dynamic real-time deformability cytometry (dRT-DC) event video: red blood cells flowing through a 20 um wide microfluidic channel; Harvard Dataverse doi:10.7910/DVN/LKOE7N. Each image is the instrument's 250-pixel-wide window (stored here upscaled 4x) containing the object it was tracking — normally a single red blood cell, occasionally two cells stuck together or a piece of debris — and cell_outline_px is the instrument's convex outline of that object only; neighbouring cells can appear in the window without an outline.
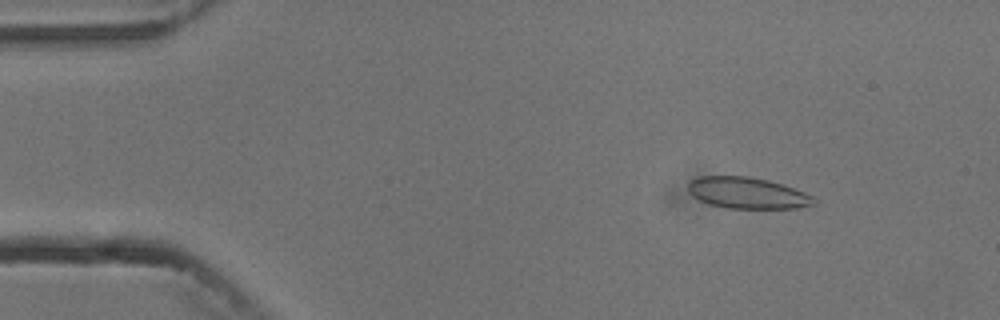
{"species": "common noctule bat (a hibernating species)", "species_latin": "Nyctalus noctula", "temperature_condition": "cold", "stored_images_in_passage": 4, "camera_frame_rate_fps": 3000, "um_per_image_px": 0.085, "animal": {"sex": "male", "body_mass_g": 13.3}, "frame": {"image": 1, "passage_image": 2, "time_ms": 1.0, "image_size_px": [1000, 320], "cell_outline_px": [[816, 204], [796, 208], [728, 208], [708, 204], [692, 196], [688, 192], [688, 180], [700, 176], [748, 176], [768, 180], [784, 184], [804, 192], [812, 196], [816, 200]], "centroid_in_image_um": [63.5, 16.39], "position_along_channel_um": 21.5, "area_um2": 23.12}}